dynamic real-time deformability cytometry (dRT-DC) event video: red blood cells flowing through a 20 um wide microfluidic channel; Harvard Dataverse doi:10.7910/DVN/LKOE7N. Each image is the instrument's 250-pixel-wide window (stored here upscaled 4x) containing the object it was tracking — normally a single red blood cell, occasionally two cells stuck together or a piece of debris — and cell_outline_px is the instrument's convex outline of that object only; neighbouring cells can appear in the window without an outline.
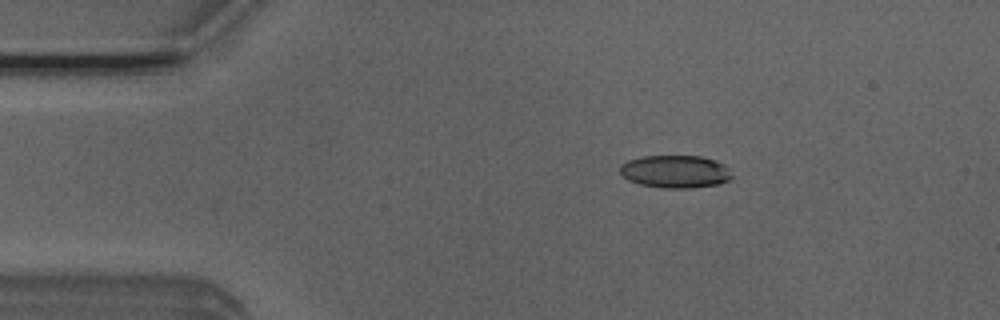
{"species": "Egyptian fruit bat (a non-hibernating species)", "species_latin": "Rousettus aegyptiacus", "temperature_condition": "room temperature", "stored_images_in_passage": 4, "camera_frame_rate_fps": 3000, "um_per_image_px": 0.085, "animal": {"sex": "male"}, "frame": {"image": 1, "passage_image": 4, "time_ms": 1.0, "image_size_px": [1000, 320], "cell_outline_px": [[732, 176], [728, 180], [720, 184], [692, 188], [664, 188], [640, 184], [628, 180], [620, 172], [620, 164], [628, 160], [644, 156], [700, 156], [716, 160], [724, 164]], "centroid_in_image_um": [57.4, 14.58], "position_along_channel_um": 27.6, "area_um2": 21.33}}